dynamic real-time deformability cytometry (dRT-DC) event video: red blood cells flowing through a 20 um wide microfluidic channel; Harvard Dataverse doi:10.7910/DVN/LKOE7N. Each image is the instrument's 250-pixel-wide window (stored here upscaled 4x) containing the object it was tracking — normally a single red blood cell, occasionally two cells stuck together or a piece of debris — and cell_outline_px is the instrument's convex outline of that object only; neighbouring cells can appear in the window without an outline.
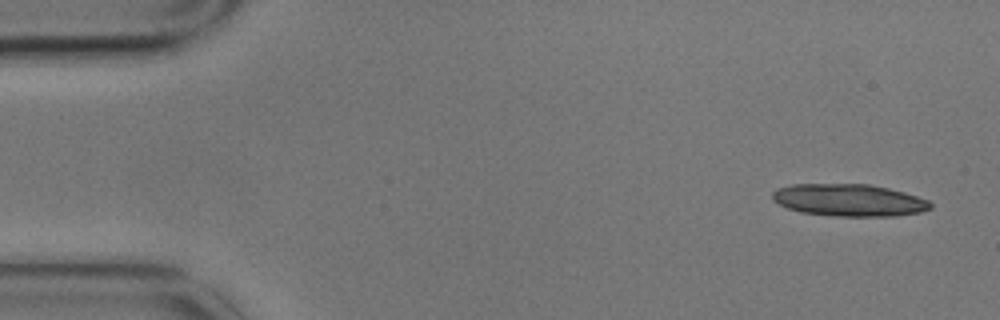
{"species": "common noctule bat (a hibernating species)", "species_latin": "Nyctalus noctula", "temperature_condition": "cold", "stored_images_in_passage": 4, "camera_frame_rate_fps": 3000, "um_per_image_px": 0.085, "animal": {"sex": "male", "body_mass_g": 17.9}, "frame": {"image": 1, "passage_image": 1, "time_ms": 0.0, "image_size_px": [1000, 320], "cell_outline_px": [[932, 208], [920, 212], [896, 216], [832, 216], [800, 212], [788, 208], [772, 200], [772, 192], [776, 188], [792, 184], [868, 184], [888, 188], [904, 192], [928, 200], [932, 204]], "centroid_in_image_um": [72.15, 17.01], "position_along_channel_um": 12.9, "area_um2": 29.77}}